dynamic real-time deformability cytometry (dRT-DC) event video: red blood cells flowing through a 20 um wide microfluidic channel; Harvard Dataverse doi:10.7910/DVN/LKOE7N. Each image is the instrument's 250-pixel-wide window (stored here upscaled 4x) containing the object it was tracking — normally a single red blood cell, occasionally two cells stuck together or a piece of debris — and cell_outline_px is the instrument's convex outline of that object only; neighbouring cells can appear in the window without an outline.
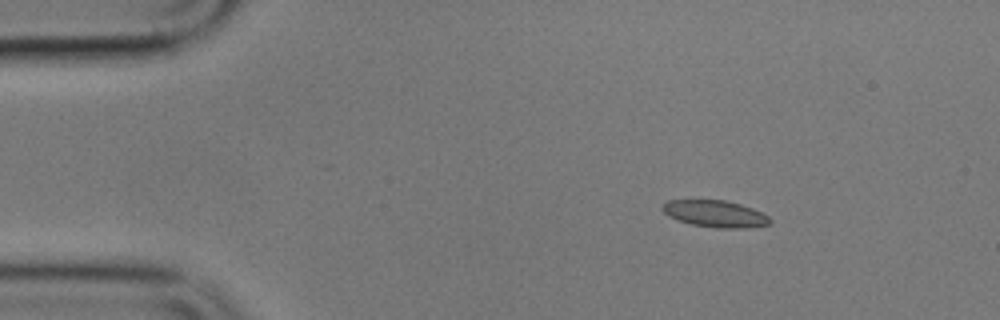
{"species": "common noctule bat (a hibernating species)", "species_latin": "Nyctalus noctula", "temperature_condition": "cold", "stored_images_in_passage": 3, "camera_frame_rate_fps": 3000, "um_per_image_px": 0.085, "animal": {"sex": "male", "body_mass_g": 17.9}, "frame": {"image": 1, "passage_image": 1, "time_ms": 0.0, "image_size_px": [1000, 320], "cell_outline_px": [[772, 220], [768, 224], [748, 228], [716, 228], [692, 224], [668, 216], [660, 208], [668, 200], [724, 200], [740, 204], [752, 208], [768, 216]], "centroid_in_image_um": [60.79, 18.17], "position_along_channel_um": 24.2, "area_um2": 16.65}}